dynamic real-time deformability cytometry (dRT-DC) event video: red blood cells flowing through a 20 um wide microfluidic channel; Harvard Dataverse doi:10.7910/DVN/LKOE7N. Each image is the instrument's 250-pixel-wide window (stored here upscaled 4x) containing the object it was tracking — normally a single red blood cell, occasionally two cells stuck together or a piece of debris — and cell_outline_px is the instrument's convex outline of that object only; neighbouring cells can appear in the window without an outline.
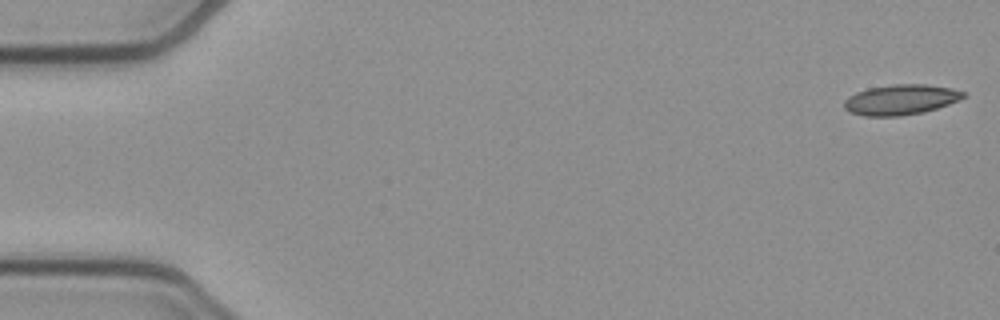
{"species": "common noctule bat (a hibernating species)", "species_latin": "Nyctalus noctula", "temperature_condition": "cold", "stored_images_in_passage": 54, "segment_of_instrument_passage": [1, 2], "camera_frame_rate_fps": 3000, "um_per_image_px": 0.085, "animal": {"sex": "female", "body_mass_g": 21.9}, "frame": {"image": 1, "passage_image": 1, "time_ms": 0.0, "image_size_px": [1000, 320], "cell_outline_px": [[964, 96], [948, 104], [924, 112], [900, 116], [864, 116], [848, 112], [844, 108], [844, 100], [848, 96], [856, 92], [868, 88], [892, 84], [924, 84], [952, 88], [964, 92]], "centroid_in_image_um": [76.49, 8.47], "position_along_channel_um": 8.5, "area_um2": 20.98}}
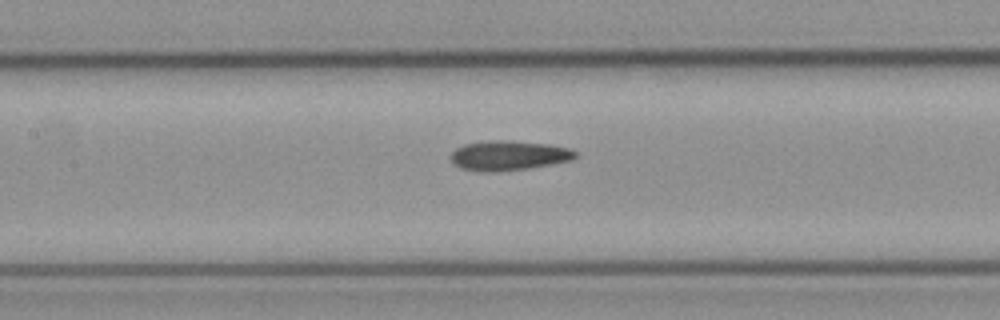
{"frame": {"image": 2, "passage_image": 24, "time_ms": 7.667, "image_size_px": [1000, 320], "cell_outline_px": [[576, 156], [572, 160], [552, 164], [528, 168], [496, 172], [480, 172], [460, 168], [452, 160], [452, 152], [456, 148], [464, 144], [492, 140], [512, 140], [548, 144], [572, 148], [576, 152]], "centroid_in_image_um": [43.26, 13.21], "position_along_channel_um": 164.1, "area_um2": 21.68}}
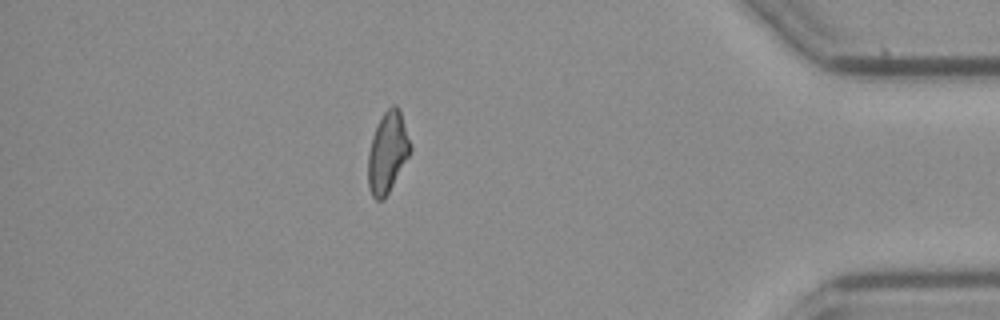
{"frame": {"image": 3, "passage_image": 46, "time_ms": 15.0, "image_size_px": [1000, 320], "cell_outline_px": [[412, 152], [384, 200], [376, 200], [372, 196], [368, 188], [368, 152], [372, 136], [384, 112], [392, 104], [396, 104], [400, 108], [412, 148]], "centroid_in_image_um": [32.95, 12.96], "position_along_channel_um": 402.2, "area_um2": 20.11}}